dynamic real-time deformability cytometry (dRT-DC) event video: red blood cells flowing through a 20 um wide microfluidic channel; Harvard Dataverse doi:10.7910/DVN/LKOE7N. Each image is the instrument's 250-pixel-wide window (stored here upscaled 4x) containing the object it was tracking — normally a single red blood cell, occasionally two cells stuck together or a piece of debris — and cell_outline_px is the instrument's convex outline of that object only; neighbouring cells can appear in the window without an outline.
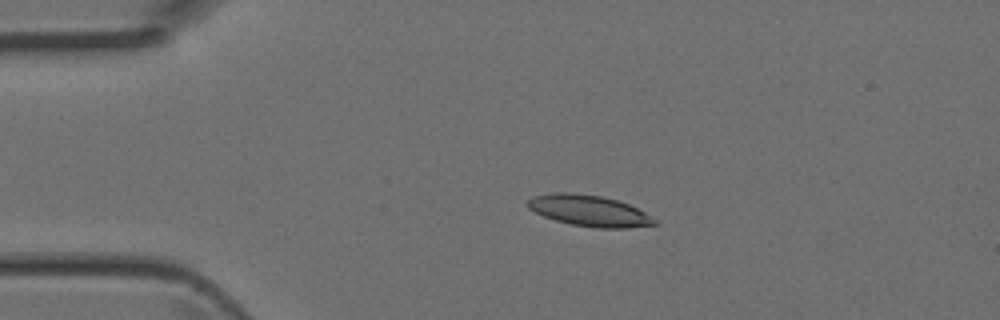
{"species": "Egyptian fruit bat (a non-hibernating species)", "species_latin": "Rousettus aegyptiacus", "temperature_condition": "room temperature", "stored_images_in_passage": 3, "camera_frame_rate_fps": 3000, "um_per_image_px": 0.085, "animal": {"sex": "female"}, "frame": {"image": 1, "passage_image": 2, "time_ms": 0.333, "image_size_px": [1000, 320], "cell_outline_px": [[660, 224], [628, 228], [596, 228], [572, 224], [556, 220], [544, 216], [528, 208], [524, 204], [532, 196], [552, 192], [572, 192], [604, 196], [628, 204], [644, 212], [656, 220]], "centroid_in_image_um": [50.06, 17.9], "position_along_channel_um": 34.9, "area_um2": 23.12}}